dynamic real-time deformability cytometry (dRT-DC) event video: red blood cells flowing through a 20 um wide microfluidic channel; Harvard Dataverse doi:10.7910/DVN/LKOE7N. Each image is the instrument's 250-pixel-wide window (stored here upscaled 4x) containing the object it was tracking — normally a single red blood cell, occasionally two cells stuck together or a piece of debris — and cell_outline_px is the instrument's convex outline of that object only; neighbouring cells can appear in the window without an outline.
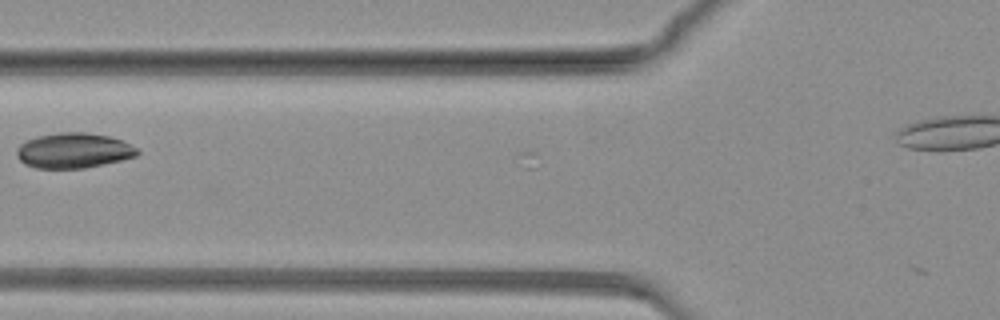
{"species": "common noctule bat (a hibernating species)", "species_latin": "Nyctalus noctula", "temperature_condition": "warm", "stored_images_in_passage": 6, "camera_frame_rate_fps": 3000, "um_per_image_px": 0.085, "animal": {"sex": "female", "body_mass_g": 19.3, "forearm_length_mm": 54.1}, "frame": {"image": 1, "passage_image": 3, "time_ms": 0.667, "image_size_px": [1000, 320], "cell_outline_px": [[140, 152], [136, 156], [120, 160], [84, 168], [36, 168], [24, 164], [16, 156], [16, 148], [20, 144], [36, 136], [60, 132], [84, 132], [108, 136], [120, 140], [136, 148]], "centroid_in_image_um": [6.2, 12.79], "position_along_channel_um": 119.6, "area_um2": 24.57}}